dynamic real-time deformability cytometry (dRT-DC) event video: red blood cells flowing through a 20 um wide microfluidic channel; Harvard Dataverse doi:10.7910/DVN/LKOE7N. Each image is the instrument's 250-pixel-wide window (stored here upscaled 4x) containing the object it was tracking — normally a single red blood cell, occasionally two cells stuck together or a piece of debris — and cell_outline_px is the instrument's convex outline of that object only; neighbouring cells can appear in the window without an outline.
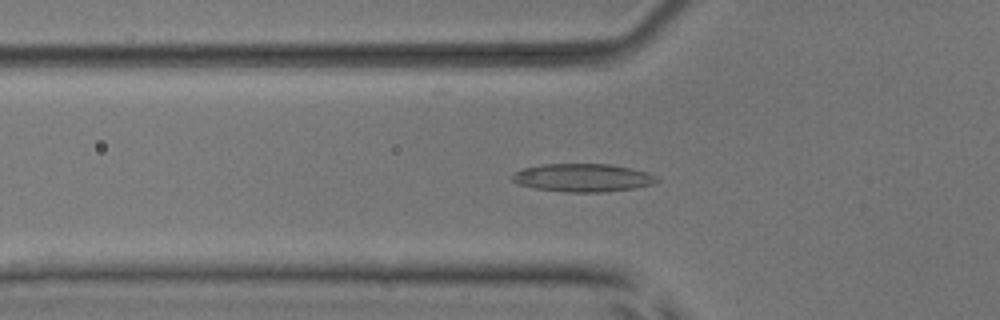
{"species": "common noctule bat (a hibernating species)", "species_latin": "Nyctalus noctula", "temperature_condition": "room temperature", "stored_images_in_passage": 53, "camera_frame_rate_fps": 3000, "um_per_image_px": 0.085, "animal": {"sex": "male", "body_mass_g": 17.9, "forearm_length_mm": 54.2}, "frame": {"image": 1, "passage_image": 19, "time_ms": 6.0, "image_size_px": [1000, 320], "cell_outline_px": [[660, 180], [652, 184], [632, 188], [608, 192], [564, 192], [532, 188], [516, 184], [512, 180], [512, 176], [516, 172], [524, 168], [544, 164], [612, 164], [632, 168], [648, 172], [656, 176]], "centroid_in_image_um": [49.54, 15.11], "position_along_channel_um": 76.3, "area_um2": 23.81}}
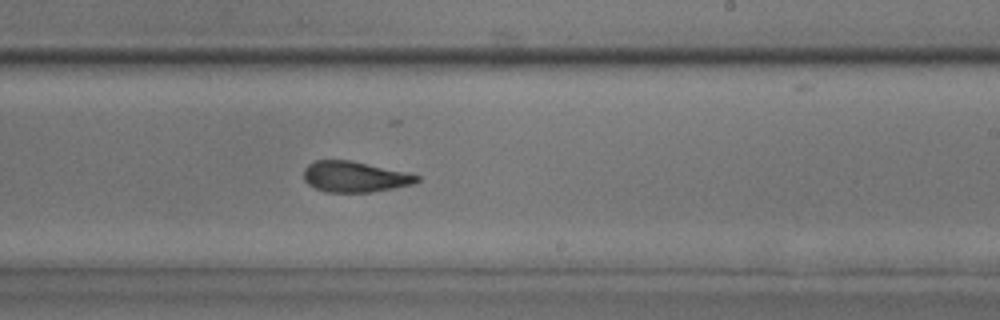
{"frame": {"image": 2, "passage_image": 33, "time_ms": 10.667, "image_size_px": [1000, 320], "cell_outline_px": [[420, 180], [412, 184], [372, 192], [328, 192], [316, 188], [308, 184], [304, 180], [304, 168], [308, 164], [316, 160], [352, 160], [408, 172], [420, 176]], "centroid_in_image_um": [30.16, 15.01], "position_along_channel_um": 258.8, "area_um2": 20.35}}
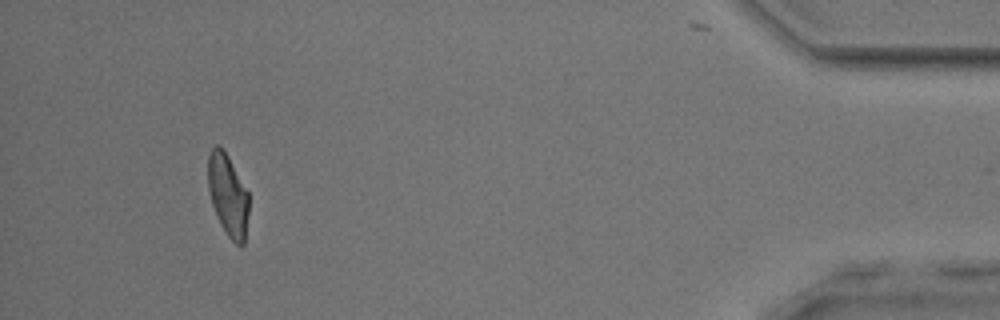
{"frame": {"image": 3, "passage_image": 50, "time_ms": 16.333, "image_size_px": [1000, 320], "cell_outline_px": [[248, 212], [244, 244], [240, 248], [228, 236], [220, 224], [212, 204], [208, 188], [208, 152], [216, 144], [220, 144], [224, 148], [248, 192]], "centroid_in_image_um": [19.36, 16.55], "position_along_channel_um": 415.8, "area_um2": 19.59}, "authors_computed_cell_mechanics": {"area_um2": 21.2704, "velocity_mm_per_s": 3.9113, "shape_relaxation_time_tau1_ms": 9.6477, "shape_relaxation_time_tau2_ms": 1.9629, "deformation_change_tau1": 0.2416, "deformation_change_tau2": 0.1066}}